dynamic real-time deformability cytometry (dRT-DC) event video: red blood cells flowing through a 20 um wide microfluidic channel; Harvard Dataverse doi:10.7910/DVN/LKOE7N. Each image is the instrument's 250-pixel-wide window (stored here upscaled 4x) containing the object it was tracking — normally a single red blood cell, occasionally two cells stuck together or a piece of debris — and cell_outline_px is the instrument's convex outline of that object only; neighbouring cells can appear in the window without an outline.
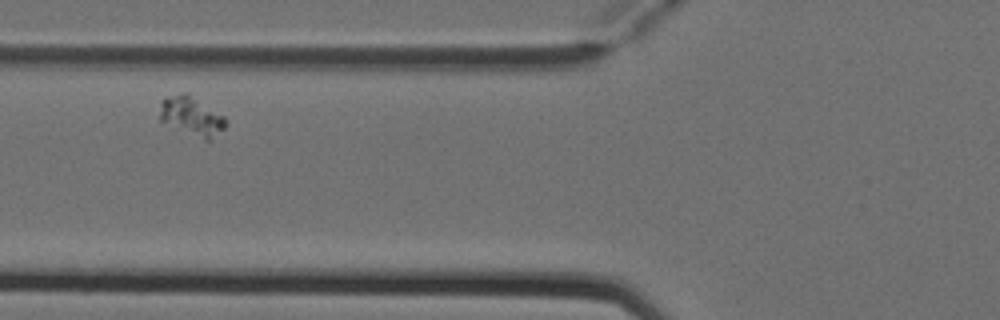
{"species": "Egyptian fruit bat (a non-hibernating species)", "species_latin": "Rousettus aegyptiacus", "temperature_condition": "cold", "stored_images_in_passage": 9, "camera_frame_rate_fps": 3000, "um_per_image_px": 0.085, "animal": {"sex": "female"}, "frame": {"image": 1, "passage_image": 2, "time_ms": 0.333, "image_size_px": [1000, 320], "cell_outline_px": [[228, 124], [224, 128], [208, 140], [204, 140], [160, 120], [160, 100], [164, 96], [184, 92], [224, 116]], "centroid_in_image_um": [16.26, 9.85], "position_along_channel_um": 109.5, "area_um2": 14.57}}
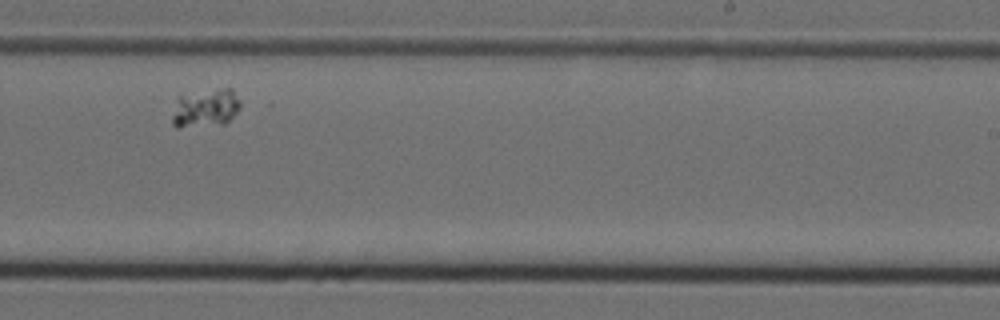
{"frame": {"image": 2, "passage_image": 6, "time_ms": 1.667, "image_size_px": [1000, 320], "cell_outline_px": [[240, 108], [224, 124], [180, 128], [176, 128], [172, 124], [172, 116], [176, 96], [224, 88], [232, 88], [240, 104]], "centroid_in_image_um": [17.41, 9.21], "position_along_channel_um": 271.6, "area_um2": 15.2}}
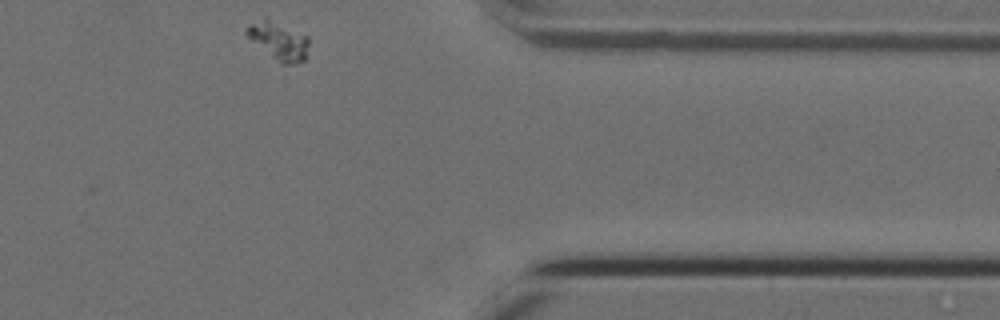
{"frame": {"image": 3, "passage_image": 9, "time_ms": 2.667, "image_size_px": [1000, 320], "cell_outline_px": [[308, 56], [304, 60], [296, 64], [280, 64], [252, 40], [244, 32], [244, 28], [264, 16], [268, 16], [308, 36]], "centroid_in_image_um": [23.71, 3.44], "position_along_channel_um": 387.7, "area_um2": 14.1}}